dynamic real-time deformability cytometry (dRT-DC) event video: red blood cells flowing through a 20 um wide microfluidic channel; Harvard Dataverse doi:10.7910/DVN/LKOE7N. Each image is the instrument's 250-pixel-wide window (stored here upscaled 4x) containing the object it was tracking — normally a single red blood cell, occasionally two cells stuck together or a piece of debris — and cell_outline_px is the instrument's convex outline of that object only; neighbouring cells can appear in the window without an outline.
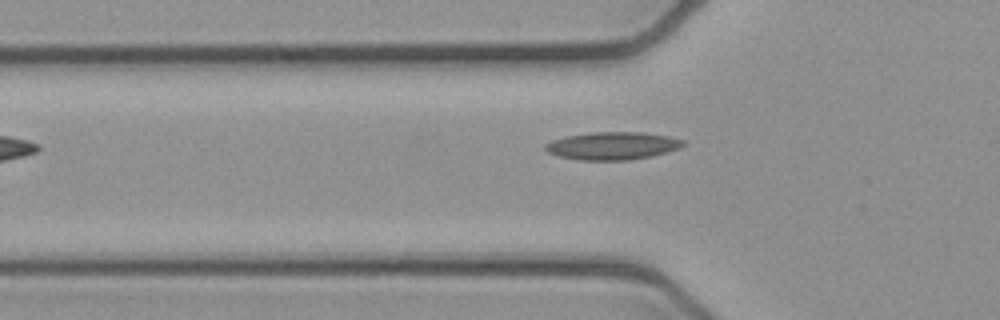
{"species": "common noctule bat (a hibernating species)", "species_latin": "Nyctalus noctula", "temperature_condition": "cold", "stored_images_in_passage": 2, "camera_frame_rate_fps": 3000, "um_per_image_px": 0.085, "animal": {"sex": "female", "body_mass_g": 21.9}, "frame": {"image": 1, "passage_image": 2, "time_ms": 0.333, "image_size_px": [1000, 320], "cell_outline_px": [[688, 144], [680, 148], [652, 156], [628, 160], [580, 160], [560, 156], [548, 152], [544, 148], [544, 144], [552, 140], [568, 136], [592, 132], [640, 132], [668, 136], [684, 140]], "centroid_in_image_um": [52.09, 12.39], "position_along_channel_um": 73.7, "area_um2": 22.25}}